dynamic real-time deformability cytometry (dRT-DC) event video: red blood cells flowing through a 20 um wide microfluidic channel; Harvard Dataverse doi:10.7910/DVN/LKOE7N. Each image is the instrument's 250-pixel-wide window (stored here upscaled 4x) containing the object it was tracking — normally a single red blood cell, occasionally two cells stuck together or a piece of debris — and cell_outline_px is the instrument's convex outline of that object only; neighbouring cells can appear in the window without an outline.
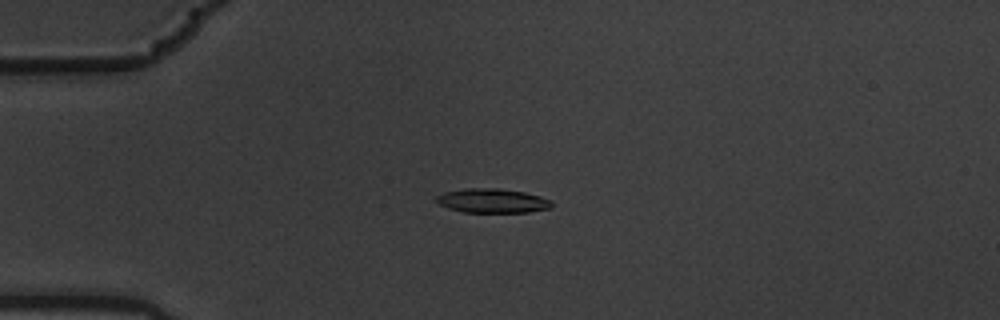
{"species": "common noctule bat (a hibernating species)", "species_latin": "Nyctalus noctula", "temperature_condition": "warm", "stored_images_in_passage": 6, "camera_frame_rate_fps": 3000, "um_per_image_px": 0.085, "animal": {"sex": "male", "body_mass_g": 19.5, "forearm_length_mm": 54.6}, "frame": {"image": 1, "passage_image": 5, "time_ms": 1.333, "image_size_px": [1000, 320], "cell_outline_px": [[552, 208], [528, 212], [464, 212], [448, 208], [440, 204], [436, 200], [436, 196], [444, 192], [464, 188], [500, 188], [524, 192], [540, 196], [552, 200]], "centroid_in_image_um": [41.87, 17.06], "position_along_channel_um": 43.1, "area_um2": 16.36}}